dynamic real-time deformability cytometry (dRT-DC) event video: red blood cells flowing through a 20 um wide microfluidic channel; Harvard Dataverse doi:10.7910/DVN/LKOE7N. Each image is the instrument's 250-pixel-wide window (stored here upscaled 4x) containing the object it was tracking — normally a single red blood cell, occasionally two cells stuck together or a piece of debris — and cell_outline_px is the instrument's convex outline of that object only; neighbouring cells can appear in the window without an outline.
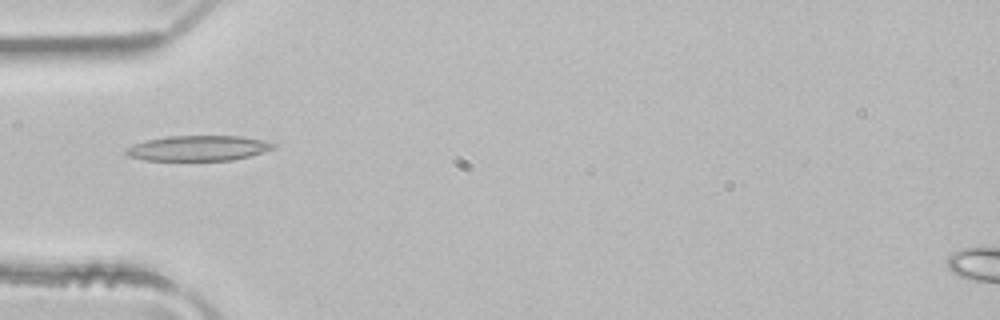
{"species": "common noctule bat (a hibernating species)", "species_latin": "Nyctalus noctula", "temperature_condition": "room temperature", "stored_images_in_passage": 5, "camera_frame_rate_fps": 3000, "um_per_image_px": 0.085, "animal": {"sex": "male", "body_mass_g": 21.5, "forearm_length_mm": 52.0}, "frame": {"image": 1, "passage_image": 4, "time_ms": 1.0, "image_size_px": [1000, 320], "cell_outline_px": [[276, 144], [272, 148], [248, 156], [232, 160], [144, 160], [128, 156], [124, 152], [124, 148], [148, 140], [168, 136], [240, 136], [264, 140]], "centroid_in_image_um": [16.8, 12.59], "position_along_channel_um": 68.2, "area_um2": 21.39}}
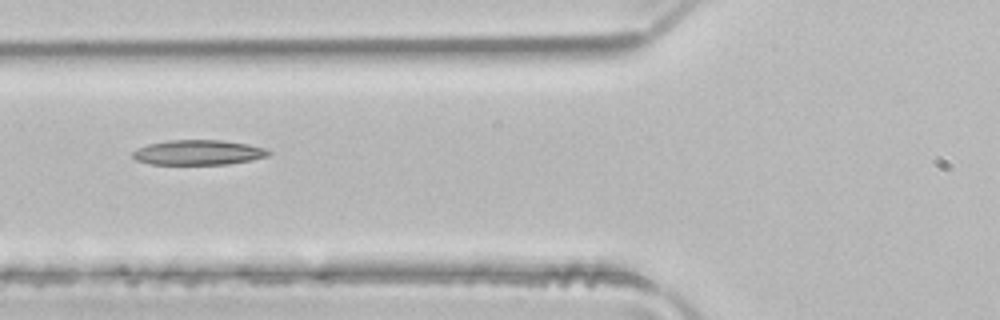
{"frame": {"image": 2, "passage_image": 5, "time_ms": 1.333, "image_size_px": [1000, 320], "cell_outline_px": [[272, 152], [268, 156], [252, 160], [228, 164], [152, 164], [136, 160], [132, 156], [132, 152], [136, 148], [148, 144], [168, 140], [224, 140], [248, 144], [268, 148]], "centroid_in_image_um": [16.89, 12.95], "position_along_channel_um": 108.9, "area_um2": 19.94}}